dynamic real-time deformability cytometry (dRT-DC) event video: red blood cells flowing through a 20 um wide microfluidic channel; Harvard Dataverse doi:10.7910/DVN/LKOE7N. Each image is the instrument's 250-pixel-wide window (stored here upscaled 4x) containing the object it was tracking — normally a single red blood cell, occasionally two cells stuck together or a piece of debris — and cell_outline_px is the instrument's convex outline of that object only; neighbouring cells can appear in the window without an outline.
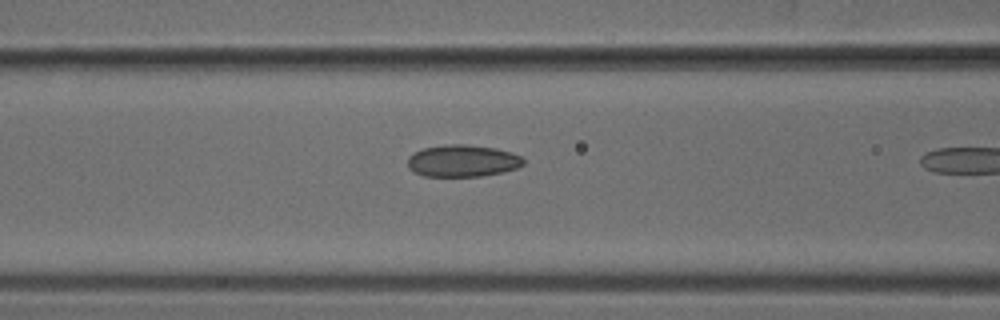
{"species": "common noctule bat (a hibernating species)", "species_latin": "Nyctalus noctula", "temperature_condition": "cold", "stored_images_in_passage": 10, "camera_frame_rate_fps": 3000, "um_per_image_px": 0.085, "animal": {"sex": "male", "body_mass_g": 18.8}, "frame": {"image": 1, "passage_image": 9, "time_ms": 2.667, "image_size_px": [1000, 320], "cell_outline_px": [[524, 164], [516, 168], [504, 172], [480, 176], [424, 176], [408, 168], [408, 156], [412, 152], [424, 148], [444, 144], [464, 144], [496, 148], [512, 152], [520, 156], [524, 160]], "centroid_in_image_um": [39.31, 13.66], "position_along_channel_um": 127.3, "area_um2": 21.68}}